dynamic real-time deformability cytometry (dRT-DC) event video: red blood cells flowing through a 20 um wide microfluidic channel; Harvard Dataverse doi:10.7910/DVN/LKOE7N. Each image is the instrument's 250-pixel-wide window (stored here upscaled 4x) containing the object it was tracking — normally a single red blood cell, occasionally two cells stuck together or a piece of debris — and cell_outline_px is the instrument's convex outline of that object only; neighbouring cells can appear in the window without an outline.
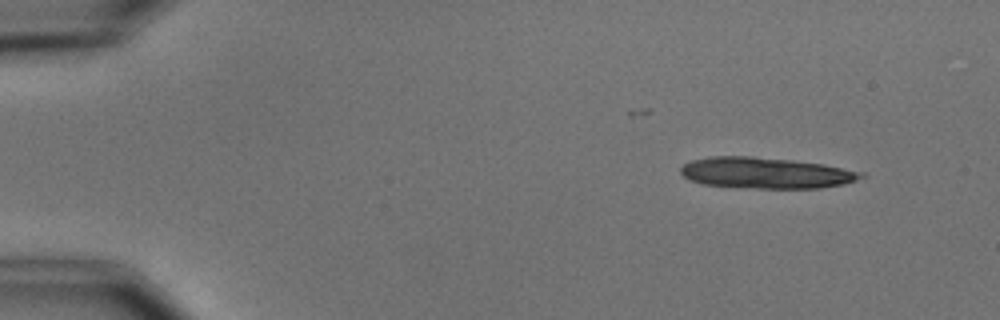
{"species": "common noctule bat (a hibernating species)", "species_latin": "Nyctalus noctula", "temperature_condition": "cold", "stored_images_in_passage": 5, "segment_of_instrument_passage": [1, 2], "camera_frame_rate_fps": 3000, "um_per_image_px": 0.085, "animal": {"sex": "male", "body_mass_g": 15.6}, "frame": {"image": 1, "passage_image": 1, "time_ms": 0.0, "image_size_px": [1000, 320], "cell_outline_px": [[868, 176], [844, 184], [820, 188], [756, 188], [704, 184], [692, 180], [684, 176], [680, 172], [680, 168], [684, 164], [692, 160], [712, 156], [752, 156], [792, 160], [824, 164], [864, 172]], "centroid_in_image_um": [65.15, 14.69], "position_along_channel_um": 19.8, "area_um2": 32.6}}